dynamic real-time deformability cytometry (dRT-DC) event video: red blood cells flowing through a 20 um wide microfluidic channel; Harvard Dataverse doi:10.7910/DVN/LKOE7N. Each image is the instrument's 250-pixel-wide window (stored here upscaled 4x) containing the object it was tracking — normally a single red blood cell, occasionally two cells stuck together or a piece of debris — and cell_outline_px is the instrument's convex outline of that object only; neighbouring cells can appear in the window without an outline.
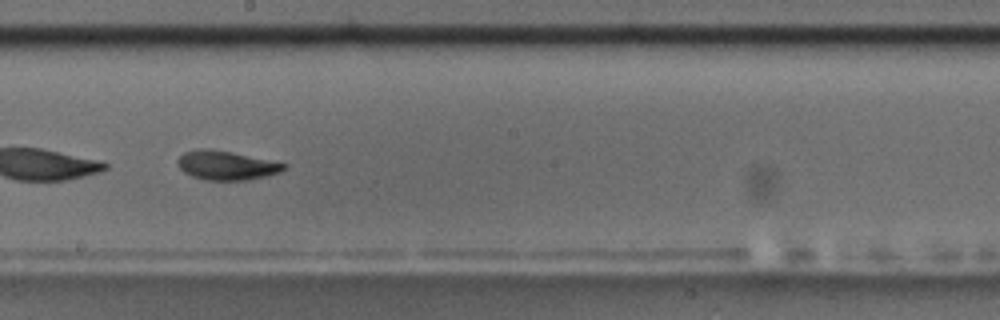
{"species": "common noctule bat (a hibernating species)", "species_latin": "Nyctalus noctula", "temperature_condition": "room temperature", "stored_images_in_passage": 55, "camera_frame_rate_fps": 3000, "um_per_image_px": 0.085, "animal": {"sex": "male", "body_mass_g": 17.5, "forearm_length_mm": 52.3}, "frame": {"image": 1, "passage_image": 31, "time_ms": 10.0, "image_size_px": [1000, 320], "cell_outline_px": [[288, 164], [280, 172], [248, 180], [204, 180], [192, 176], [184, 172], [176, 164], [176, 160], [184, 152], [200, 148], [208, 148], [232, 152]], "centroid_in_image_um": [19.19, 14.05], "position_along_channel_um": 229.0, "area_um2": 17.98}, "authors_computed_cell_mechanics": {"area_um2": 18.1492, "velocity_mm_per_s": 3.5385, "shape_relaxation_time_tau1_ms": 2.4596, "shape_relaxation_time_tau2_ms": 2.1422, "deformation_change_tau1": 0.1711, "deformation_change_tau2": 0.0876}}